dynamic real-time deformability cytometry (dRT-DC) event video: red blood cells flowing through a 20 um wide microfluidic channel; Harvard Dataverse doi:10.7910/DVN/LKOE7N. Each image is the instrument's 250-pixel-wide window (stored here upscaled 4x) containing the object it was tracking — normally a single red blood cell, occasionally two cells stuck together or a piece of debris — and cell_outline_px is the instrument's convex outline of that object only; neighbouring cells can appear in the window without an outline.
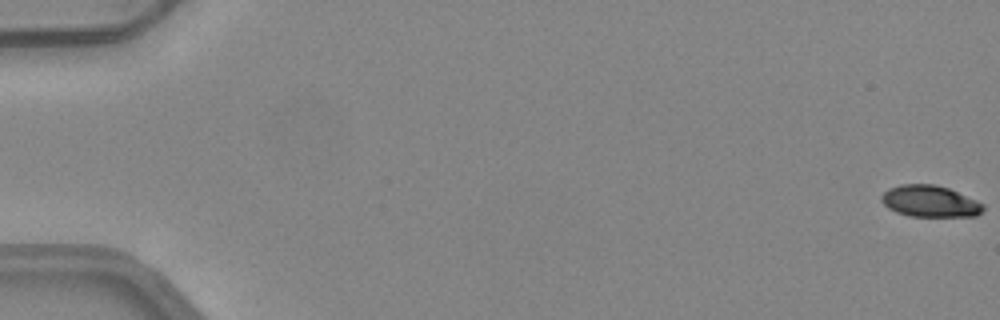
{"species": "common noctule bat (a hibernating species)", "species_latin": "Nyctalus noctula", "temperature_condition": "warm", "stored_images_in_passage": 51, "camera_frame_rate_fps": 3000, "um_per_image_px": 0.085, "animal": {"sex": "female", "body_mass_g": 24.6, "forearm_length_mm": 56.2}, "frame": {"image": 1, "passage_image": 1, "time_ms": 0.0, "image_size_px": [1000, 320], "cell_outline_px": [[984, 208], [976, 216], [908, 216], [896, 212], [888, 208], [880, 200], [880, 196], [888, 188], [900, 184], [932, 184], [948, 188], [976, 200], [984, 204]], "centroid_in_image_um": [79.0, 17.1], "position_along_channel_um": 6.0, "area_um2": 18.67}}
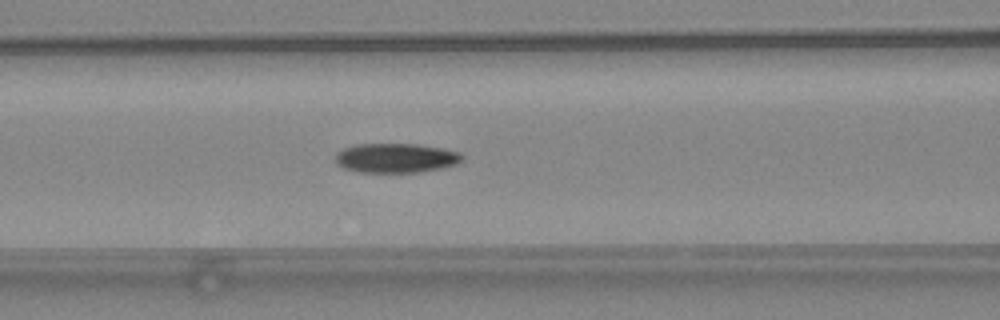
{"frame": {"image": 2, "passage_image": 23, "time_ms": 7.333, "image_size_px": [1000, 320], "cell_outline_px": [[464, 160], [456, 164], [440, 168], [420, 172], [360, 172], [344, 168], [336, 164], [336, 152], [344, 148], [356, 144], [416, 144], [444, 148], [460, 152], [464, 156]], "centroid_in_image_um": [33.67, 13.42], "position_along_channel_um": 132.9, "area_um2": 21.85}}
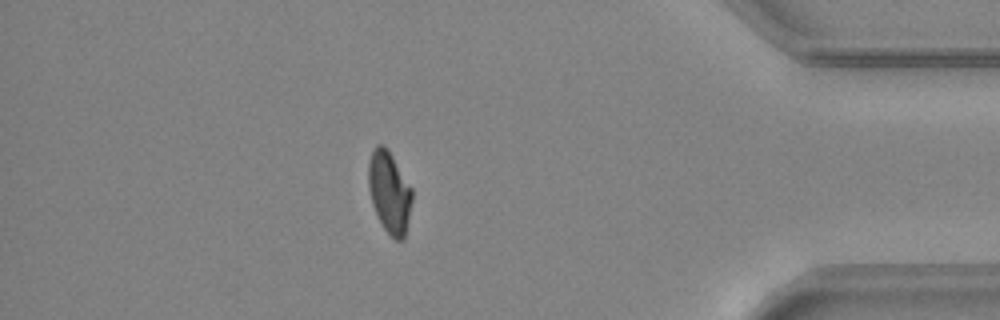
{"frame": {"image": 3, "passage_image": 45, "time_ms": 14.667, "image_size_px": [1000, 320], "cell_outline_px": [[412, 200], [404, 240], [396, 240], [384, 228], [372, 204], [368, 188], [368, 164], [372, 148], [376, 144], [384, 144], [388, 148], [412, 188]], "centroid_in_image_um": [33.09, 16.28], "position_along_channel_um": 402.1, "area_um2": 20.87}, "authors_computed_cell_mechanics": {"area_um2": 21.2704, "velocity_mm_per_s": 4.1767, "shape_relaxation_time_tau1_ms": null, "shape_relaxation_time_tau2_ms": 10.235, "deformation_change_tau1": null, "deformation_change_tau2": 0.1614}}